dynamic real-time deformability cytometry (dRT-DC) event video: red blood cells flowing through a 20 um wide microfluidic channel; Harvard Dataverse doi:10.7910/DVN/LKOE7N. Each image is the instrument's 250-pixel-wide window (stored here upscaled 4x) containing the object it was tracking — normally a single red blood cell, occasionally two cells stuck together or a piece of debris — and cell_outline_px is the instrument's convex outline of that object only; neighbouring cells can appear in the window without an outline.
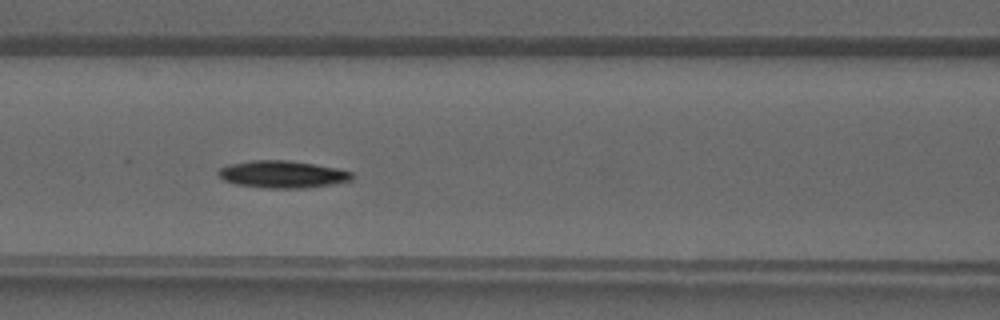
{"species": "common noctule bat (a hibernating species)", "species_latin": "Nyctalus noctula", "temperature_condition": "warm", "stored_images_in_passage": 40, "camera_frame_rate_fps": 3000, "um_per_image_px": 0.085, "animal": {"sex": "male", "forearm_length_mm": 52.5}, "frame": {"image": 1, "passage_image": 17, "time_ms": 5.333, "image_size_px": [1000, 320], "cell_outline_px": [[352, 180], [332, 184], [308, 188], [268, 188], [236, 184], [224, 180], [216, 172], [220, 168], [228, 164], [252, 160], [288, 160], [336, 168], [352, 172]], "centroid_in_image_um": [23.99, 14.81], "position_along_channel_um": 142.6, "area_um2": 21.1}}
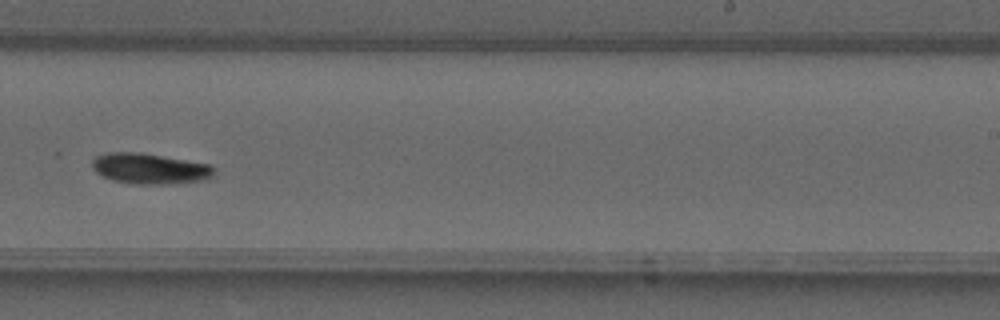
{"frame": {"image": 2, "passage_image": 25, "time_ms": 8.0, "image_size_px": [1000, 320], "cell_outline_px": [[212, 176], [208, 180], [176, 184], [132, 184], [112, 180], [96, 172], [92, 168], [92, 160], [96, 156], [108, 152], [140, 152], [208, 164], [212, 168]], "centroid_in_image_um": [12.71, 14.34], "position_along_channel_um": 276.3, "area_um2": 21.79}}
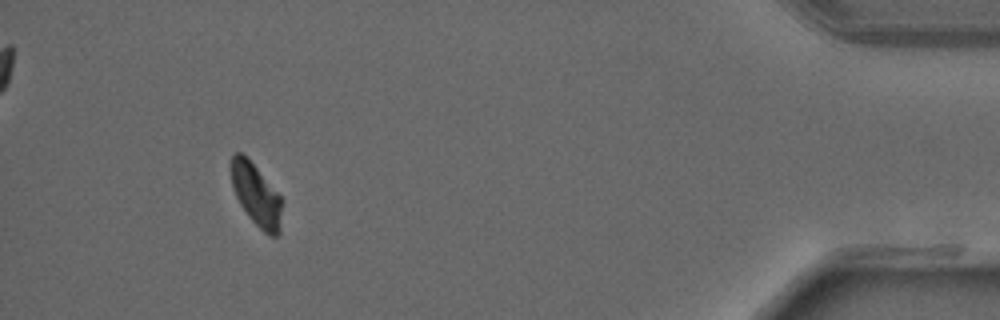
{"frame": {"image": 3, "passage_image": 37, "time_ms": 12.0, "image_size_px": [1000, 320], "cell_outline_px": [[284, 200], [280, 232], [276, 236], [272, 236], [264, 232], [248, 216], [240, 204], [236, 196], [232, 184], [232, 156], [236, 152], [240, 152], [256, 168]], "centroid_in_image_um": [21.83, 16.63], "position_along_channel_um": 413.4, "area_um2": 18.09}}